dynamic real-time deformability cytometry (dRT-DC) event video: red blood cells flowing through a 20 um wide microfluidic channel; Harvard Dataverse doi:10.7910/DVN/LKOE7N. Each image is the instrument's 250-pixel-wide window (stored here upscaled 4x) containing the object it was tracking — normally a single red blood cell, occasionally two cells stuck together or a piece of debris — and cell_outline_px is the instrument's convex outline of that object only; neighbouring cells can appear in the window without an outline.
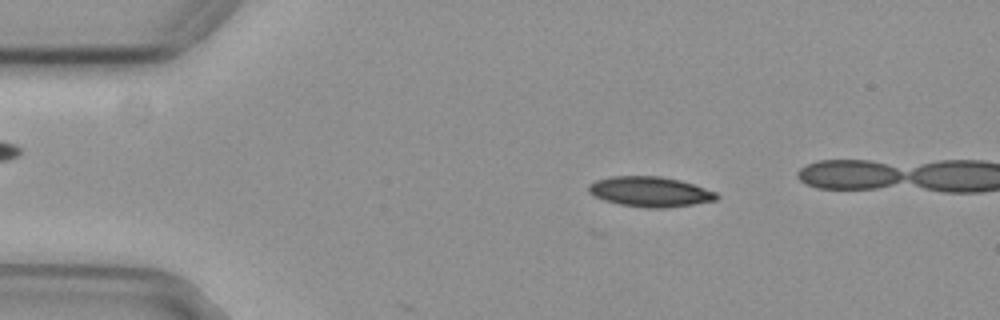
{"species": "common noctule bat (a hibernating species)", "species_latin": "Nyctalus noctula", "temperature_condition": "cold", "stored_images_in_passage": 11, "camera_frame_rate_fps": 3000, "um_per_image_px": 0.085, "animal": {"sex": "female", "body_mass_g": 29.2, "forearm_length_mm": 56.3}, "frame": {"image": 1, "passage_image": 9, "time_ms": 2.667, "image_size_px": [1000, 320], "cell_outline_px": [[720, 196], [716, 200], [692, 204], [664, 208], [644, 208], [620, 204], [604, 200], [588, 192], [588, 184], [596, 180], [612, 176], [660, 176], [680, 180], [716, 192]], "centroid_in_image_um": [55.24, 16.29], "position_along_channel_um": 29.8, "area_um2": 22.37}}